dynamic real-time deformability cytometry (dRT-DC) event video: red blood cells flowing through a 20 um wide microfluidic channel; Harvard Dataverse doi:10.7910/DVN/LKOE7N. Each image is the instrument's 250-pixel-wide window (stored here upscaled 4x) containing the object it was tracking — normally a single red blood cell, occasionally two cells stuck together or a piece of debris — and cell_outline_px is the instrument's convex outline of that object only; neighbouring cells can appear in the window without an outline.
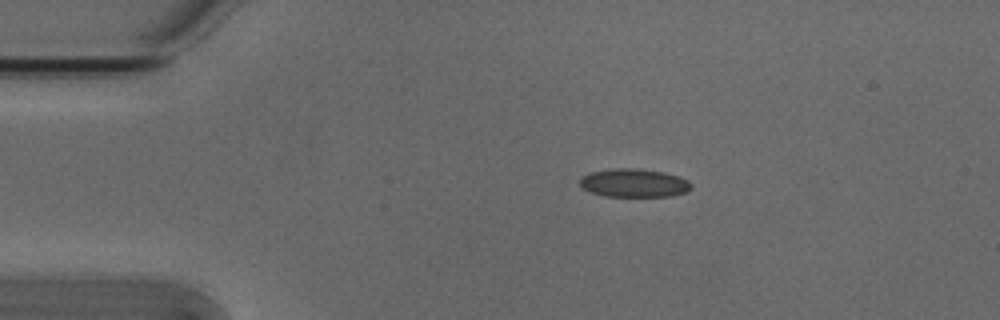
{"species": "Egyptian fruit bat (a non-hibernating species)", "species_latin": "Rousettus aegyptiacus", "temperature_condition": "cold", "stored_images_in_passage": 44, "camera_frame_rate_fps": 3000, "um_per_image_px": 0.085, "animal": {"sex": "male"}, "frame": {"image": 1, "passage_image": 1, "time_ms": 0.0, "image_size_px": [1000, 320], "cell_outline_px": [[692, 188], [684, 192], [672, 196], [604, 196], [580, 188], [580, 176], [592, 172], [616, 168], [636, 168], [660, 172], [680, 176], [688, 180], [692, 184]], "centroid_in_image_um": [53.88, 15.55], "position_along_channel_um": 31.1, "area_um2": 18.38}}
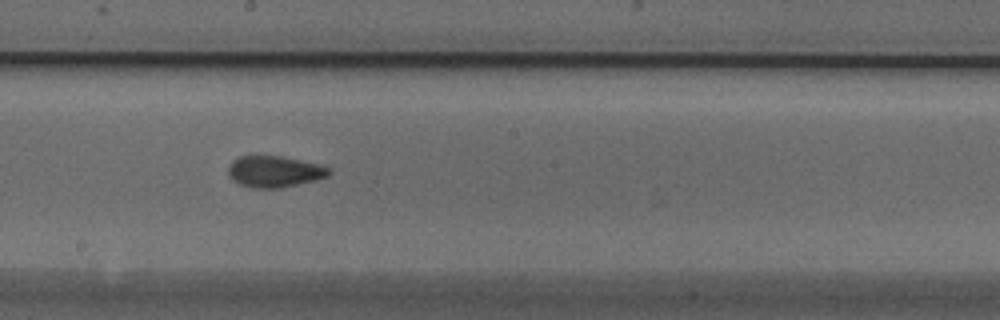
{"frame": {"image": 2, "passage_image": 20, "time_ms": 6.333, "image_size_px": [1000, 320], "cell_outline_px": [[332, 172], [328, 176], [316, 180], [280, 188], [252, 188], [240, 184], [232, 180], [228, 176], [228, 168], [232, 160], [240, 156], [280, 156], [320, 164], [328, 168]], "centroid_in_image_um": [23.31, 14.59], "position_along_channel_um": 224.9, "area_um2": 18.44}}
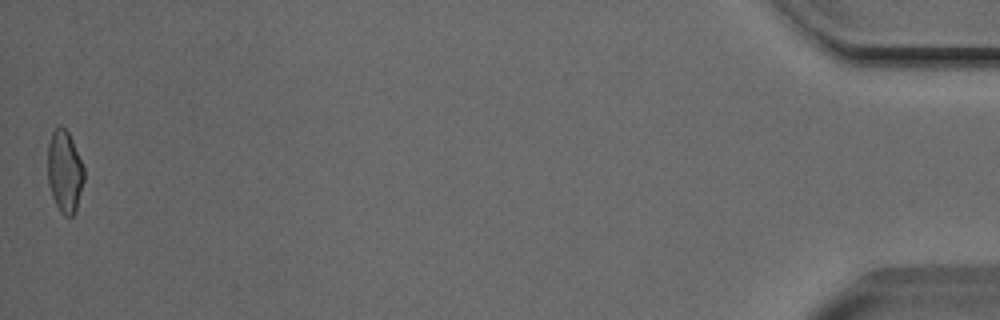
{"frame": {"image": 3, "passage_image": 44, "time_ms": 14.333, "image_size_px": [1000, 320], "cell_outline_px": [[84, 180], [76, 212], [72, 216], [64, 216], [60, 212], [52, 196], [48, 184], [48, 144], [52, 132], [60, 124], [68, 132], [72, 140], [84, 168]], "centroid_in_image_um": [5.49, 14.6], "position_along_channel_um": 429.7, "area_um2": 17.4}, "authors_computed_cell_mechanics": {"area_um2": 17.9469, "velocity_mm_per_s": 3.8184, "shape_relaxation_time_tau1_ms": 3.5479, "shape_relaxation_time_tau2_ms": 1.5105, "deformation_change_tau1": 0.0941, "deformation_change_tau2": 0.0626}}